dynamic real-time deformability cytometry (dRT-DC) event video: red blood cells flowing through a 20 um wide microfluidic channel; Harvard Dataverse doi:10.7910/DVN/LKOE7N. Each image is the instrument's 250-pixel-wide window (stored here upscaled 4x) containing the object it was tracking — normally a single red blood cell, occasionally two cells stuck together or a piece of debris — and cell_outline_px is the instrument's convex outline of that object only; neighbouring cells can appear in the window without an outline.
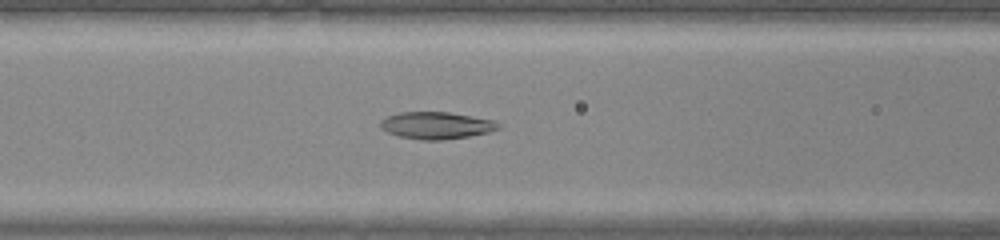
{"species": "common noctule bat (a hibernating species)", "species_latin": "Nyctalus noctula", "temperature_condition": "warm", "stored_images_in_passage": 35, "camera_frame_rate_fps": 3000, "um_per_image_px": 0.085, "animal": {"sex": "male", "body_mass_g": 20.0, "forearm_length_mm": 53.3}, "frame": {"image": 1, "passage_image": 14, "time_ms": 4.333, "image_size_px": [1000, 240], "cell_outline_px": [[500, 128], [488, 132], [468, 136], [444, 140], [420, 140], [400, 136], [388, 132], [380, 128], [380, 120], [388, 116], [400, 112], [448, 112], [496, 120], [500, 124]], "centroid_in_image_um": [37.1, 10.66], "position_along_channel_um": 129.5, "area_um2": 18.61}}
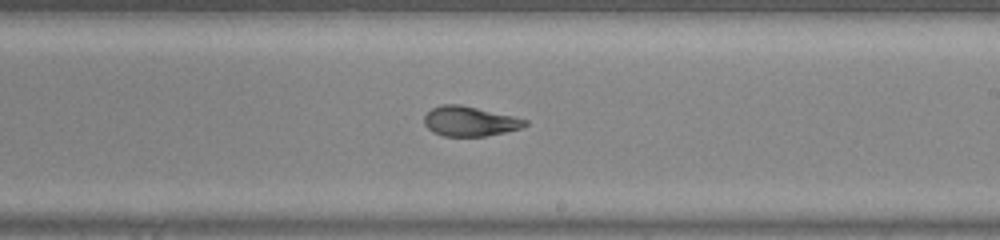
{"frame": {"image": 2, "passage_image": 22, "time_ms": 7.0, "image_size_px": [1000, 240], "cell_outline_px": [[528, 124], [520, 128], [488, 136], [444, 136], [432, 132], [424, 124], [424, 116], [432, 108], [440, 104], [460, 104], [512, 116], [528, 120]], "centroid_in_image_um": [39.9, 10.31], "position_along_channel_um": 249.1, "area_um2": 17.46}}
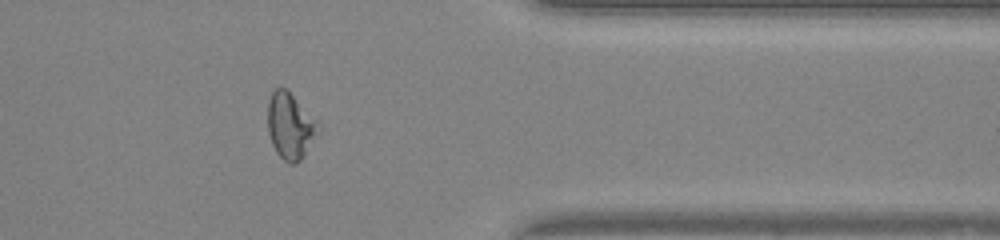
{"frame": {"image": 3, "passage_image": 32, "time_ms": 10.333, "image_size_px": [1000, 240], "cell_outline_px": [[320, 132], [300, 160], [296, 164], [288, 164], [276, 152], [272, 144], [268, 132], [268, 100], [272, 92], [276, 88], [288, 88], [316, 120]], "centroid_in_image_um": [24.67, 10.69], "position_along_channel_um": 386.7, "area_um2": 19.54}}